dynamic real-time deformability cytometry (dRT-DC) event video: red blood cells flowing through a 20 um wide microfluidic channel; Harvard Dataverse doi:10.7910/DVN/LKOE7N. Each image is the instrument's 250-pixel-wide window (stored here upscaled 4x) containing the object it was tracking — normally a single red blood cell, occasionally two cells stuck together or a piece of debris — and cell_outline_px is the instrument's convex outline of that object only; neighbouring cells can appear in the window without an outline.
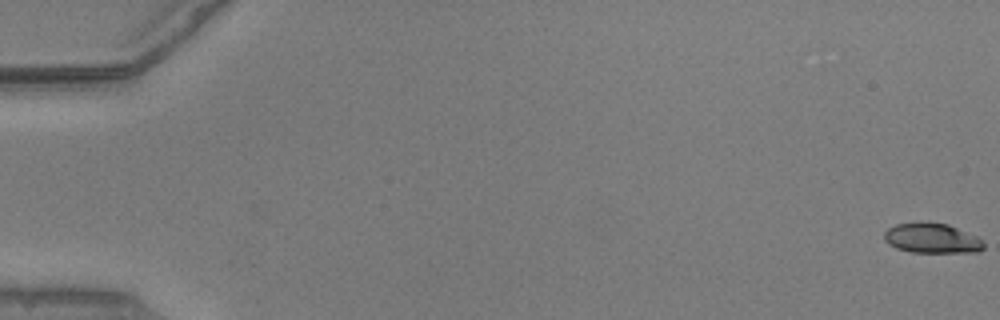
{"species": "common noctule bat (a hibernating species)", "species_latin": "Nyctalus noctula", "temperature_condition": "warm", "stored_images_in_passage": 16, "camera_frame_rate_fps": 3000, "um_per_image_px": 0.085, "animal": {"sex": "male", "body_mass_g": 20.5, "forearm_length_mm": 52.5}, "frame": {"image": 1, "passage_image": 1, "time_ms": 0.0, "image_size_px": [1000, 320], "cell_outline_px": [[984, 248], [976, 252], [912, 252], [896, 248], [888, 244], [884, 240], [884, 232], [888, 228], [896, 224], [920, 220], [948, 224], [980, 236], [984, 244]], "centroid_in_image_um": [79.22, 20.22], "position_along_channel_um": 5.8, "area_um2": 17.86}}
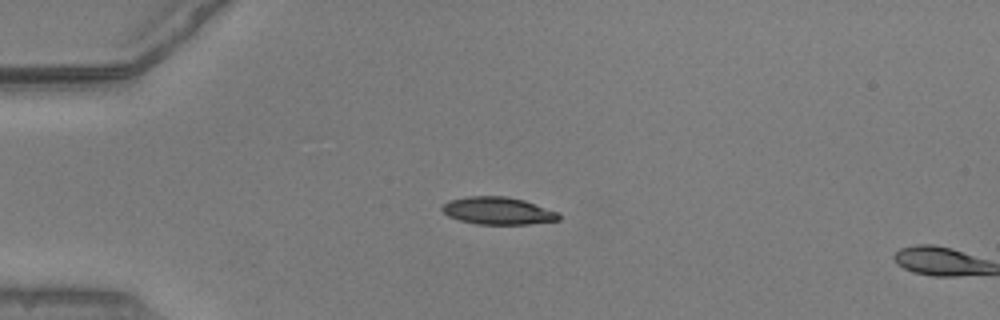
{"frame": {"image": 2, "passage_image": 15, "time_ms": 4.667, "image_size_px": [1000, 320], "cell_outline_px": [[560, 220], [528, 224], [476, 224], [460, 220], [448, 216], [440, 208], [448, 200], [468, 196], [508, 196], [524, 200], [560, 212]], "centroid_in_image_um": [42.34, 17.91], "position_along_channel_um": 42.7, "area_um2": 18.79}}